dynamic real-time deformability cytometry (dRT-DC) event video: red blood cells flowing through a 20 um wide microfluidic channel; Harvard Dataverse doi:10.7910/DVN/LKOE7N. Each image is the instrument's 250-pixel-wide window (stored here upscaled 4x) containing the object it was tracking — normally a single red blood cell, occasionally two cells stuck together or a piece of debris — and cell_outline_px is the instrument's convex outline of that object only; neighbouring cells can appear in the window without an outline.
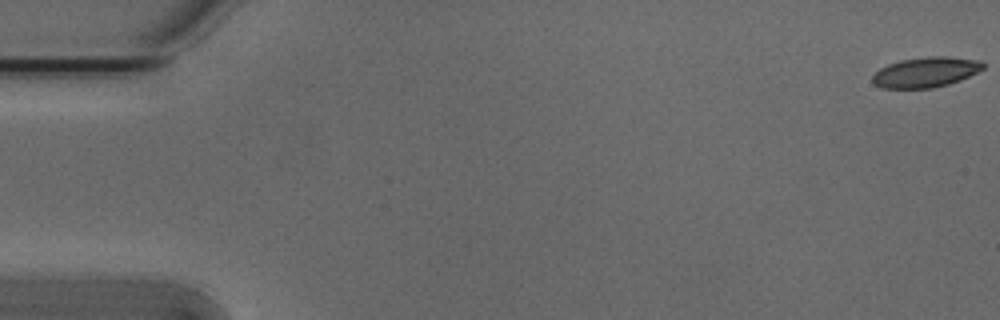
{"species": "Egyptian fruit bat (a non-hibernating species)", "species_latin": "Rousettus aegyptiacus", "temperature_condition": "cold", "stored_images_in_passage": 49, "camera_frame_rate_fps": 3000, "um_per_image_px": 0.085, "animal": {"sex": "male"}, "frame": {"image": 1, "passage_image": 1, "time_ms": 0.0, "image_size_px": [1000, 320], "cell_outline_px": [[984, 68], [960, 80], [948, 84], [932, 88], [880, 88], [872, 84], [872, 76], [880, 68], [888, 64], [900, 60], [928, 56], [948, 56], [980, 60], [984, 64]], "centroid_in_image_um": [78.66, 6.13], "position_along_channel_um": 6.3, "area_um2": 19.54}}
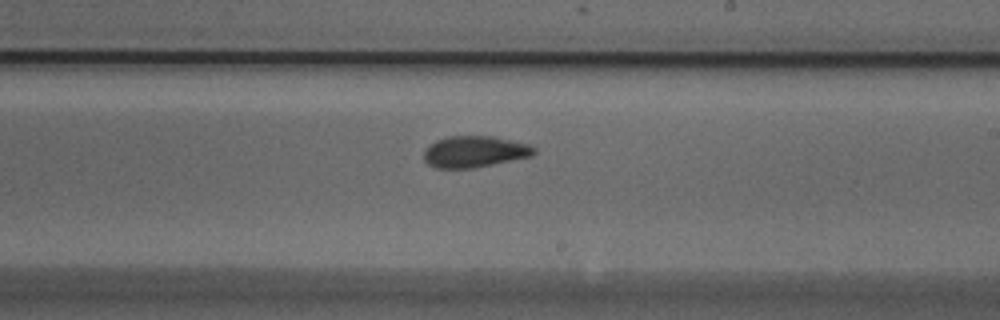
{"frame": {"image": 2, "passage_image": 32, "time_ms": 10.333, "image_size_px": [1000, 320], "cell_outline_px": [[536, 152], [532, 156], [472, 168], [436, 168], [428, 164], [424, 160], [424, 148], [436, 140], [448, 136], [492, 136], [528, 144], [536, 148]], "centroid_in_image_um": [40.31, 12.89], "position_along_channel_um": 248.7, "area_um2": 20.11}}
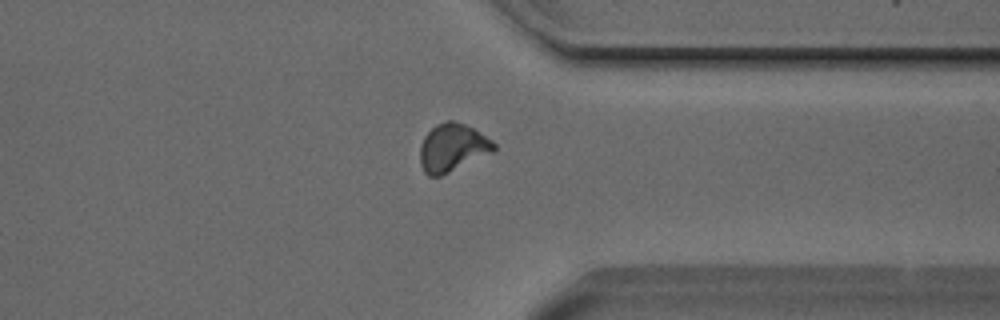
{"frame": {"image": 3, "passage_image": 42, "time_ms": 13.667, "image_size_px": [1000, 320], "cell_outline_px": [[496, 148], [492, 152], [440, 176], [428, 176], [424, 172], [420, 164], [420, 144], [424, 136], [436, 124], [448, 120], [452, 120], [464, 124], [472, 128], [492, 140], [496, 144]], "centroid_in_image_um": [38.43, 12.55], "position_along_channel_um": 373.0, "area_um2": 20.4}, "authors_computed_cell_mechanics": {"area_um2": 19.7676, "velocity_mm_per_s": 3.8194, "shape_relaxation_time_tau1_ms": 3.576, "shape_relaxation_time_tau2_ms": 1.8496, "deformation_change_tau1": 0.1315, "deformation_change_tau2": 0.0797}}